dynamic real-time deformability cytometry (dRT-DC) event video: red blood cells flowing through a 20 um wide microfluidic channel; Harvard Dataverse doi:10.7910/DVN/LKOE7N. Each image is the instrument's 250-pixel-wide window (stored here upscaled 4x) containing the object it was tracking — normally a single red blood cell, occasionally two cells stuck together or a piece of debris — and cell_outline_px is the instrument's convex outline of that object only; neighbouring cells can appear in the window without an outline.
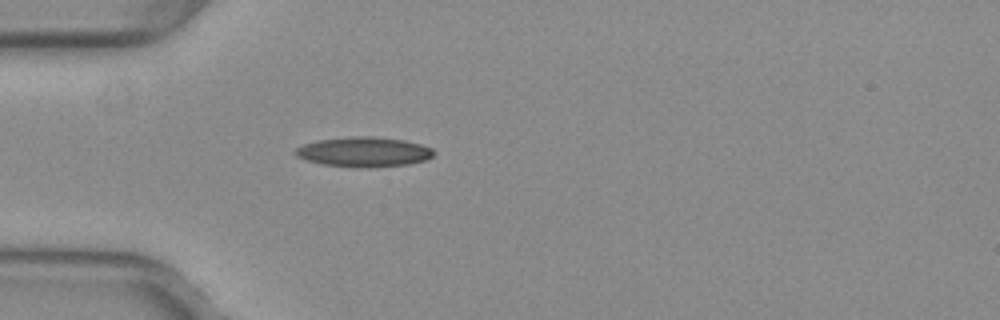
{"species": "common noctule bat (a hibernating species)", "species_latin": "Nyctalus noctula", "temperature_condition": "warm", "stored_images_in_passage": 29, "camera_frame_rate_fps": 3000, "um_per_image_px": 0.085, "animal": {"sex": "female", "body_mass_g": 29.2, "forearm_length_mm": 56.3}, "frame": {"image": 1, "passage_image": 1, "time_ms": 0.0, "image_size_px": [1000, 320], "cell_outline_px": [[436, 152], [428, 160], [408, 164], [368, 168], [356, 168], [324, 164], [308, 160], [296, 156], [292, 152], [296, 148], [304, 144], [316, 140], [352, 136], [372, 136], [404, 140], [420, 144], [432, 148]], "centroid_in_image_um": [30.94, 12.91], "position_along_channel_um": 54.1, "area_um2": 24.28}}
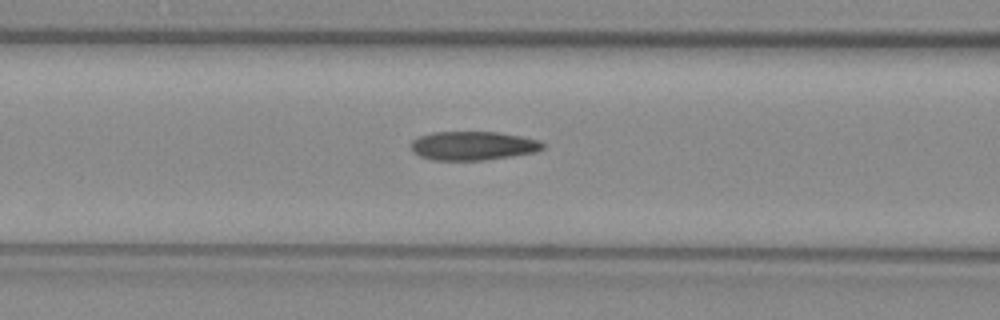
{"frame": {"image": 2, "passage_image": 7, "time_ms": 2.0, "image_size_px": [1000, 320], "cell_outline_px": [[544, 148], [536, 152], [512, 156], [484, 160], [432, 160], [420, 156], [412, 152], [408, 144], [412, 140], [420, 136], [432, 132], [500, 132], [540, 140], [544, 144]], "centroid_in_image_um": [40.18, 12.39], "position_along_channel_um": 126.4, "area_um2": 22.37}}
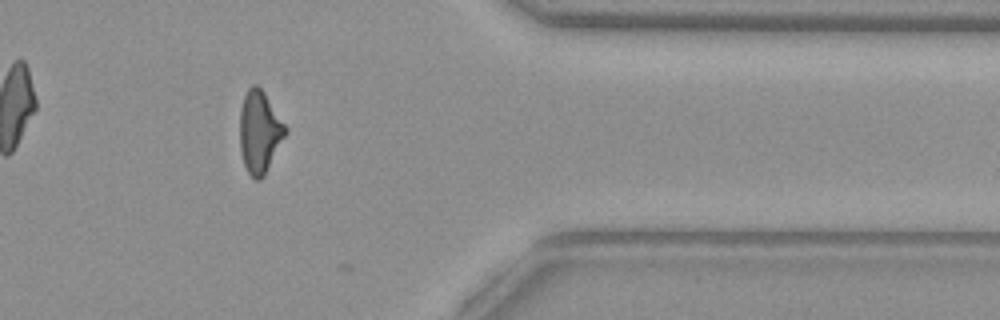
{"frame": {"image": 3, "passage_image": 28, "time_ms": 9.0, "image_size_px": [1000, 320], "cell_outline_px": [[288, 132], [264, 176], [260, 180], [256, 180], [248, 172], [244, 164], [240, 152], [240, 108], [244, 96], [248, 88], [252, 84], [256, 84], [264, 92], [288, 128]], "centroid_in_image_um": [22.07, 11.21], "position_along_channel_um": 389.3, "area_um2": 21.96}}